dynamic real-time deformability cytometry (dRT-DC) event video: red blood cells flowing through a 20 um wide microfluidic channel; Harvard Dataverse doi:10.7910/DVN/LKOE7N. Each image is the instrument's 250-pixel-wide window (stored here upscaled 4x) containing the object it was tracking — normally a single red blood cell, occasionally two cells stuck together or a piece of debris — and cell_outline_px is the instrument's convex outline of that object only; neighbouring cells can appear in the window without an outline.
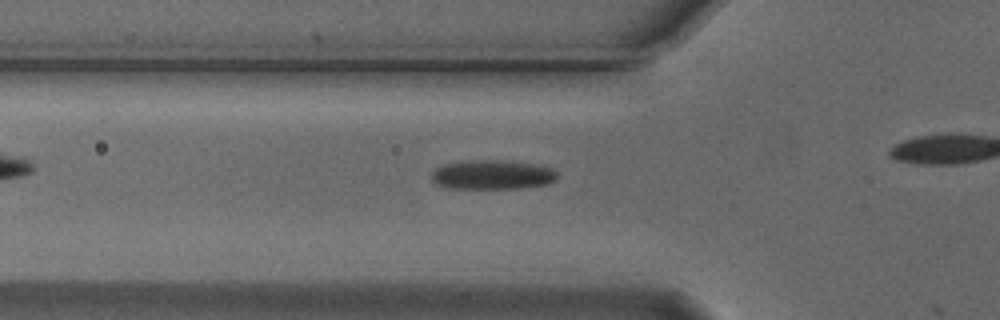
{"species": "Egyptian fruit bat (a non-hibernating species)", "species_latin": "Rousettus aegyptiacus", "temperature_condition": "cold", "stored_images_in_passage": 4, "camera_frame_rate_fps": 3000, "um_per_image_px": 0.085, "animal": {"sex": "male"}, "frame": {"image": 1, "passage_image": 3, "time_ms": 0.667, "image_size_px": [1000, 320], "cell_outline_px": [[560, 176], [556, 180], [548, 184], [520, 188], [448, 188], [432, 184], [432, 172], [436, 168], [444, 164], [468, 160], [504, 160], [536, 164], [552, 168], [560, 172]], "centroid_in_image_um": [41.89, 14.85], "position_along_channel_um": 83.9, "area_um2": 21.91}}